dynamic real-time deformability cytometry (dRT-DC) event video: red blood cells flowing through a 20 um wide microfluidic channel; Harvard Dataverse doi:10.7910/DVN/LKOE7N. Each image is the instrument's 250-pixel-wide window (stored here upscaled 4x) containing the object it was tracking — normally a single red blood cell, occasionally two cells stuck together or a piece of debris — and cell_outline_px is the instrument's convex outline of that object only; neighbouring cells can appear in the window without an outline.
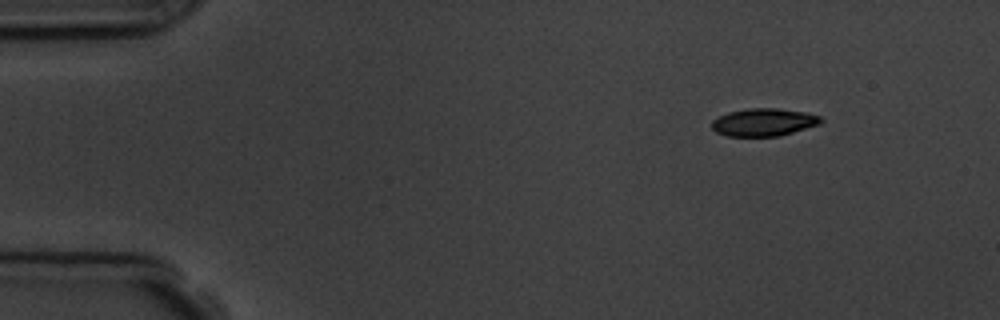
{"species": "common noctule bat (a hibernating species)", "species_latin": "Nyctalus noctula", "temperature_condition": "room temperature", "stored_images_in_passage": 3, "camera_frame_rate_fps": 3000, "um_per_image_px": 0.085, "animal": {"sex": "male", "body_mass_g": 19.5, "forearm_length_mm": 54.6}, "frame": {"image": 1, "passage_image": 1, "time_ms": 0.0, "image_size_px": [1000, 320], "cell_outline_px": [[824, 120], [820, 124], [780, 136], [728, 136], [716, 132], [712, 128], [712, 120], [728, 112], [748, 108], [776, 108], [808, 112], [820, 116]], "centroid_in_image_um": [64.95, 10.38], "position_along_channel_um": 20.1, "area_um2": 17.69}}